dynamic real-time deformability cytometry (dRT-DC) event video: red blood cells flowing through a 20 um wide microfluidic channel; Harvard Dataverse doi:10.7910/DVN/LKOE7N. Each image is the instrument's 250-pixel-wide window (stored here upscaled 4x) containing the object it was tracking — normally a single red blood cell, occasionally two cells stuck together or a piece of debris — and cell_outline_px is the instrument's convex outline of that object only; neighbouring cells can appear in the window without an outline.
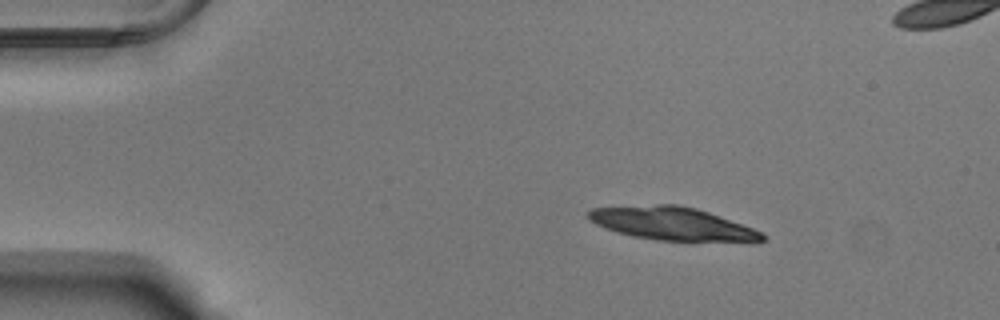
{"species": "Egyptian fruit bat (a non-hibernating species)", "species_latin": "Rousettus aegyptiacus", "temperature_condition": "warm", "stored_images_in_passage": 13, "camera_frame_rate_fps": 3000, "um_per_image_px": 0.085, "animal": {"sex": "male"}, "frame": {"image": 1, "passage_image": 1, "time_ms": 0.0, "image_size_px": [1000, 320], "cell_outline_px": [[768, 236], [764, 240], [752, 244], [660, 240], [632, 236], [616, 232], [604, 228], [588, 220], [584, 216], [584, 212], [592, 208], [656, 204], [676, 204], [696, 208], [708, 212], [752, 228]], "centroid_in_image_um": [57.18, 19.04], "position_along_channel_um": 27.8, "area_um2": 34.45}}